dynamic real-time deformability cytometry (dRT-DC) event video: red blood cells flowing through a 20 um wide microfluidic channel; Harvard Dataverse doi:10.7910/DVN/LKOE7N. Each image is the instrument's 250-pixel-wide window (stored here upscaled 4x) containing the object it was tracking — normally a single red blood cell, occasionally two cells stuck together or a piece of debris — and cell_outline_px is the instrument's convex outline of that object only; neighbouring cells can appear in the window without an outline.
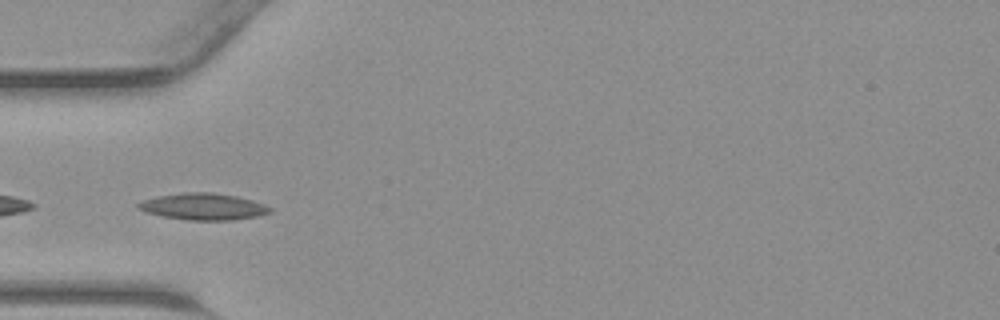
{"species": "common noctule bat (a hibernating species)", "species_latin": "Nyctalus noctula", "temperature_condition": "warm", "stored_images_in_passage": 43, "camera_frame_rate_fps": 3000, "um_per_image_px": 0.085, "animal": {"sex": "male", "body_mass_g": 23.1, "forearm_length_mm": 52.7}, "frame": {"image": 1, "passage_image": 12, "time_ms": 3.667, "image_size_px": [1000, 320], "cell_outline_px": [[272, 212], [256, 216], [232, 220], [188, 220], [164, 216], [144, 212], [136, 208], [136, 204], [144, 200], [156, 196], [184, 192], [212, 192], [236, 196], [252, 200], [264, 204], [272, 208]], "centroid_in_image_um": [17.26, 17.55], "position_along_channel_um": 67.7, "area_um2": 20.46}}
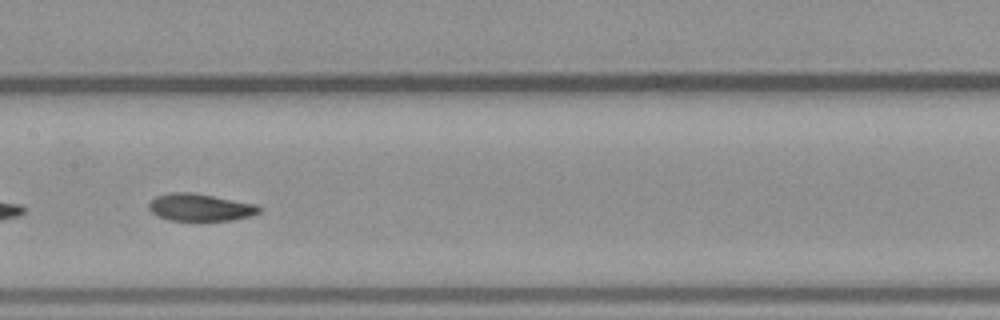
{"frame": {"image": 2, "passage_image": 20, "time_ms": 6.333, "image_size_px": [1000, 320], "cell_outline_px": [[264, 208], [260, 212], [252, 216], [232, 220], [168, 220], [152, 212], [148, 208], [148, 204], [156, 196], [172, 192], [192, 192], [256, 204]], "centroid_in_image_um": [17.05, 17.62], "position_along_channel_um": 190.3, "area_um2": 17.51}}
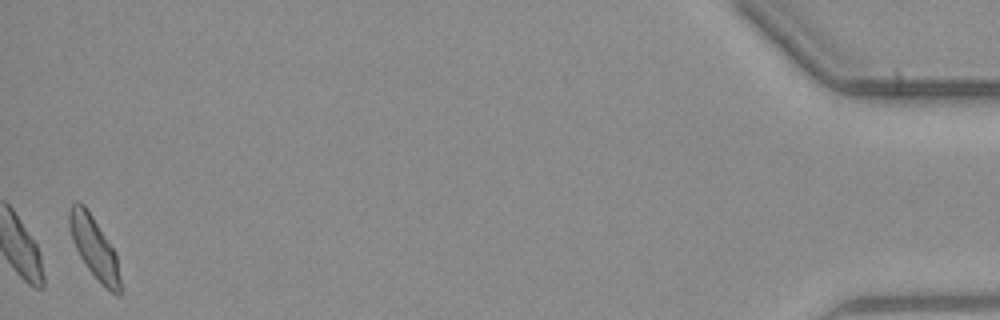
{"frame": {"image": 3, "passage_image": 42, "time_ms": 13.667, "image_size_px": [1000, 320], "cell_outline_px": [[120, 296], [116, 296], [88, 268], [80, 256], [72, 240], [68, 224], [68, 212], [72, 204], [76, 200], [84, 204], [116, 252], [120, 280]], "centroid_in_image_um": [7.99, 20.98], "position_along_channel_um": 427.2, "area_um2": 17.86}}